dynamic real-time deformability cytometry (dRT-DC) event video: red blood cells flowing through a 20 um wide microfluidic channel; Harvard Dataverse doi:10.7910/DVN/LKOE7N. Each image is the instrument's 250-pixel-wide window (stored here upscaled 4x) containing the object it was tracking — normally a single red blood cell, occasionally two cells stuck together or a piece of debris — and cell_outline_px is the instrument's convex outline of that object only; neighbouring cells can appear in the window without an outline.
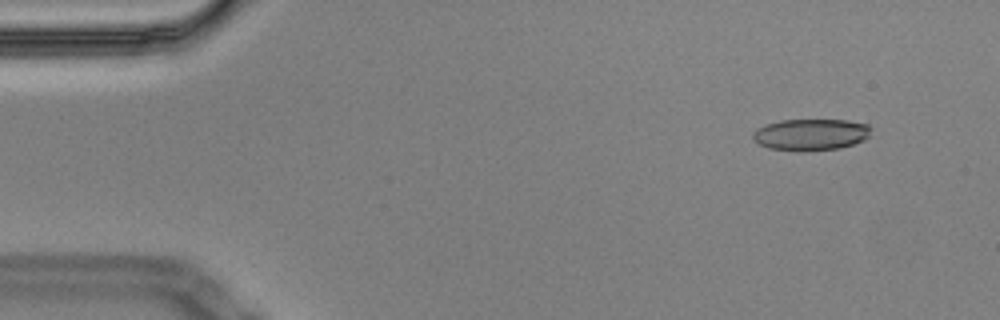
{"species": "Egyptian fruit bat (a non-hibernating species)", "species_latin": "Rousettus aegyptiacus", "temperature_condition": "cold", "stored_images_in_passage": 4, "camera_frame_rate_fps": 3000, "um_per_image_px": 0.085, "animal": {"sex": "male"}, "frame": {"image": 1, "passage_image": 1, "time_ms": 0.0, "image_size_px": [1000, 320], "cell_outline_px": [[872, 128], [868, 136], [864, 140], [840, 148], [800, 152], [768, 148], [760, 144], [752, 136], [752, 132], [756, 128], [780, 120], [844, 120], [868, 124]], "centroid_in_image_um": [68.91, 11.44], "position_along_channel_um": 16.1, "area_um2": 21.79}}
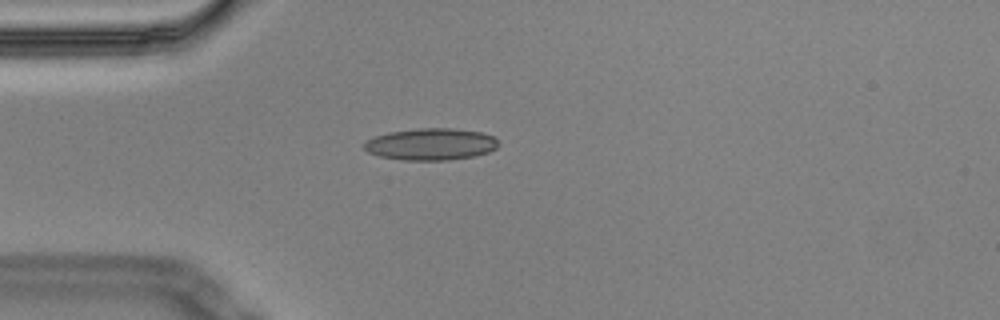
{"frame": {"image": 2, "passage_image": 4, "time_ms": 1.0, "image_size_px": [1000, 320], "cell_outline_px": [[500, 144], [496, 148], [488, 152], [472, 156], [448, 160], [404, 160], [380, 156], [368, 152], [364, 148], [364, 144], [368, 140], [376, 136], [388, 132], [420, 128], [452, 128], [480, 132], [492, 136]], "centroid_in_image_um": [36.63, 12.25], "position_along_channel_um": 48.4, "area_um2": 24.68}}